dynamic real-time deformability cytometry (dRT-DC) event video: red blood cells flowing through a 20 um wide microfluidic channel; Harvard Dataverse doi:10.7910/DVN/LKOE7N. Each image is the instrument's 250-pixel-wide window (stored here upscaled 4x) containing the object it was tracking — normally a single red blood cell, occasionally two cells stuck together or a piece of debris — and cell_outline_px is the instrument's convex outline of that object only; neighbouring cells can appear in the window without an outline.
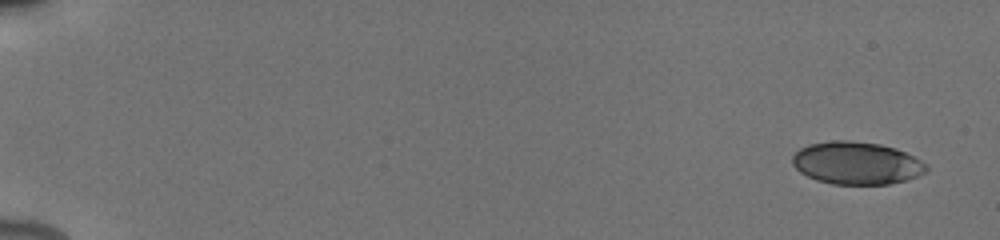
{"species": "human", "species_latin": "Homo sapiens", "temperature_condition": "cold", "stored_images_in_passage": 47, "camera_frame_rate_fps": 3000, "um_per_image_px": 0.085, "donor": {"sex": "male"}, "frame": {"image": 1, "passage_image": 1, "time_ms": 0.0, "image_size_px": [1000, 240], "cell_outline_px": [[928, 172], [908, 180], [888, 184], [832, 184], [816, 180], [800, 172], [792, 164], [792, 156], [800, 148], [808, 144], [828, 140], [848, 140], [880, 144], [896, 148], [928, 164]], "centroid_in_image_um": [72.82, 13.86], "position_along_channel_um": 12.2, "area_um2": 33.52}}
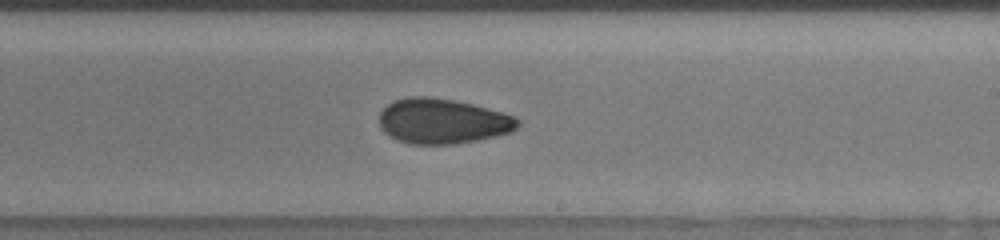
{"frame": {"image": 2, "passage_image": 29, "time_ms": 10.667, "image_size_px": [1000, 240], "cell_outline_px": [[520, 124], [512, 132], [496, 136], [476, 140], [452, 144], [408, 144], [396, 140], [384, 132], [380, 128], [380, 112], [392, 100], [408, 96], [428, 96], [456, 100], [488, 108], [516, 116], [520, 120]], "centroid_in_image_um": [37.61, 10.29], "position_along_channel_um": 251.4, "area_um2": 36.76}}
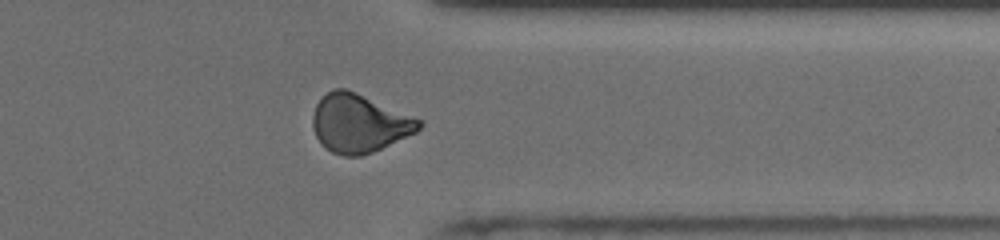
{"frame": {"image": 3, "passage_image": 38, "time_ms": 14.0, "image_size_px": [1000, 240], "cell_outline_px": [[424, 124], [416, 132], [372, 152], [360, 156], [344, 156], [332, 152], [324, 148], [320, 144], [312, 128], [312, 116], [316, 104], [332, 88], [344, 88], [356, 92], [424, 120]], "centroid_in_image_um": [30.52, 10.48], "position_along_channel_um": 380.9, "area_um2": 36.24}, "authors_computed_cell_mechanics": {"area_um2": 34.969, "velocity_mm_per_s": 3.9221, "shape_relaxation_time_tau1_ms": 4.5292, "shape_relaxation_time_tau2_ms": 2.4664, "deformation_change_tau1": 0.1301, "deformation_change_tau2": 0.0802}}